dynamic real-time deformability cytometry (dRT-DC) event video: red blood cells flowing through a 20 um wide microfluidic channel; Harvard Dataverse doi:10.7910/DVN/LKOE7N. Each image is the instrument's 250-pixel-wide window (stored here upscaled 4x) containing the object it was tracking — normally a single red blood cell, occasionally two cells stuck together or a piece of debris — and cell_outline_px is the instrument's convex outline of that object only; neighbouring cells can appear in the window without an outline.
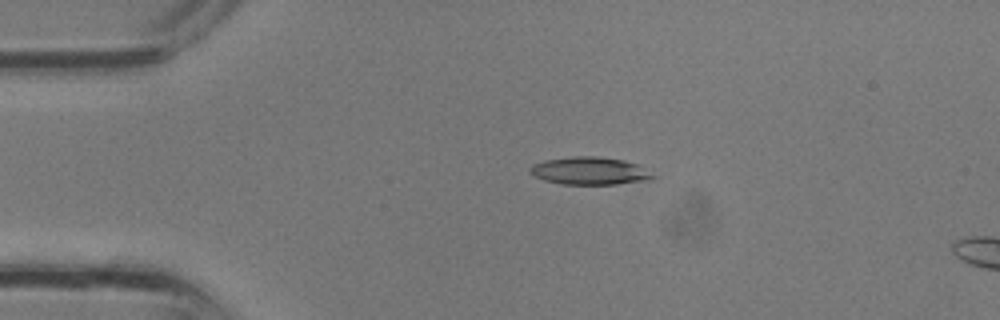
{"species": "common noctule bat (a hibernating species)", "species_latin": "Nyctalus noctula", "temperature_condition": "room temperature", "stored_images_in_passage": 9, "camera_frame_rate_fps": 3000, "um_per_image_px": 0.085, "animal": {"sex": "male", "body_mass_g": 13.3}, "frame": {"image": 1, "passage_image": 6, "time_ms": 1.667, "image_size_px": [1000, 320], "cell_outline_px": [[656, 176], [648, 180], [616, 184], [560, 184], [544, 180], [532, 176], [528, 172], [528, 168], [532, 164], [544, 160], [572, 156], [600, 156], [624, 160], [636, 164]], "centroid_in_image_um": [50.05, 14.52], "position_along_channel_um": 35.0, "area_um2": 19.94}}